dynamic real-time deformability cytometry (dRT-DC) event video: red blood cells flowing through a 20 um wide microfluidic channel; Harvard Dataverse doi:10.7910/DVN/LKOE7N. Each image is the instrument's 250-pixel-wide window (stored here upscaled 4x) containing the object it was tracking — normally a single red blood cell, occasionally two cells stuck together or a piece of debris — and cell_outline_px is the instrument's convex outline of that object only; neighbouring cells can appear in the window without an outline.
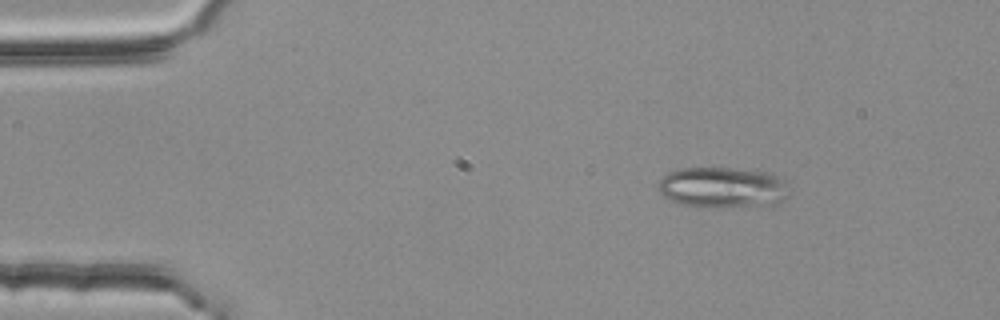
{"species": "common noctule bat (a hibernating species)", "species_latin": "Nyctalus noctula", "temperature_condition": "room temperature", "stored_images_in_passage": 3, "camera_frame_rate_fps": 3000, "um_per_image_px": 0.085, "animal": {"sex": "female", "body_mass_g": 25.1}, "frame": {"image": 1, "passage_image": 1, "time_ms": 0.0, "image_size_px": [1000, 320], "cell_outline_px": [[788, 196], [776, 204], [720, 208], [716, 208], [680, 204], [664, 196], [660, 192], [660, 180], [664, 176], [680, 168], [732, 168], [764, 172], [776, 176], [784, 180], [788, 192]], "centroid_in_image_um": [61.44, 15.95], "position_along_channel_um": 23.6, "area_um2": 30.81}}